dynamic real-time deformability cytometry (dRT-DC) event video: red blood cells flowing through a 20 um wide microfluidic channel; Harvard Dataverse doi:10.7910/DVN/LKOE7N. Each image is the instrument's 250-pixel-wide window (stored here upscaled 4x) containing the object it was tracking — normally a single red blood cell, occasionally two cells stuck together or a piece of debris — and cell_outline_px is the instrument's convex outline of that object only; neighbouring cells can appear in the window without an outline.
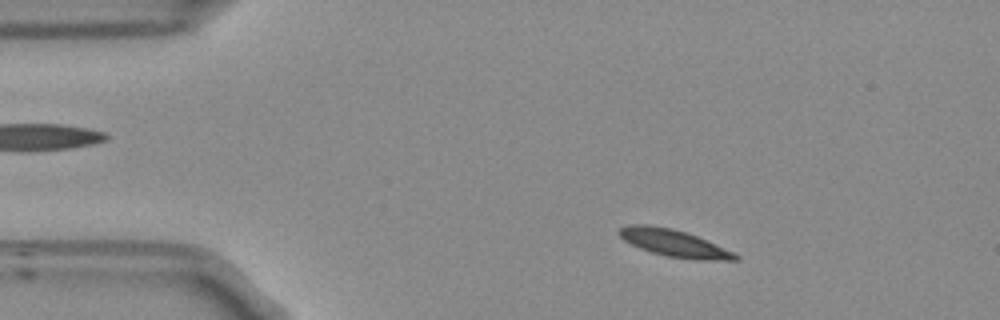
{"species": "Egyptian fruit bat (a non-hibernating species)", "species_latin": "Rousettus aegyptiacus", "temperature_condition": "room temperature", "stored_images_in_passage": 52, "camera_frame_rate_fps": 3000, "um_per_image_px": 0.085, "frame": {"image": 1, "passage_image": 6, "time_ms": 1.667, "image_size_px": [1000, 320], "cell_outline_px": [[740, 260], [696, 260], [664, 256], [640, 248], [624, 240], [616, 232], [620, 228], [628, 224], [648, 224], [672, 228], [696, 236], [732, 252], [740, 256]], "centroid_in_image_um": [57.25, 20.66], "position_along_channel_um": 27.8, "area_um2": 18.21}}
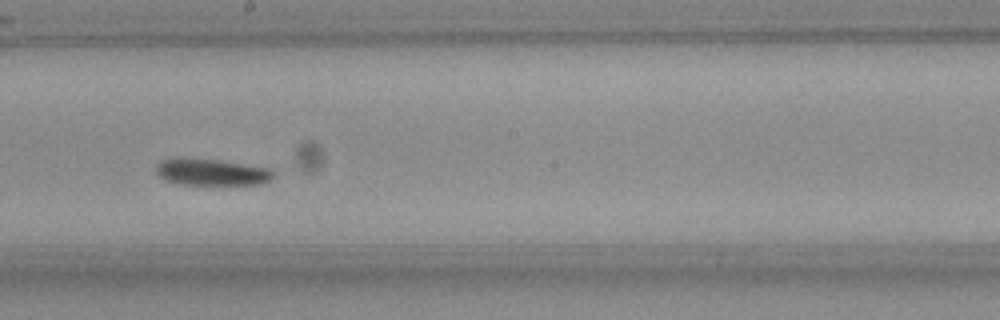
{"frame": {"image": 2, "passage_image": 27, "time_ms": 8.667, "image_size_px": [1000, 320], "cell_outline_px": [[272, 176], [268, 180], [260, 184], [180, 184], [164, 180], [156, 172], [156, 164], [160, 160], [220, 160], [272, 168]], "centroid_in_image_um": [18.01, 14.65], "position_along_channel_um": 230.2, "area_um2": 17.57}}
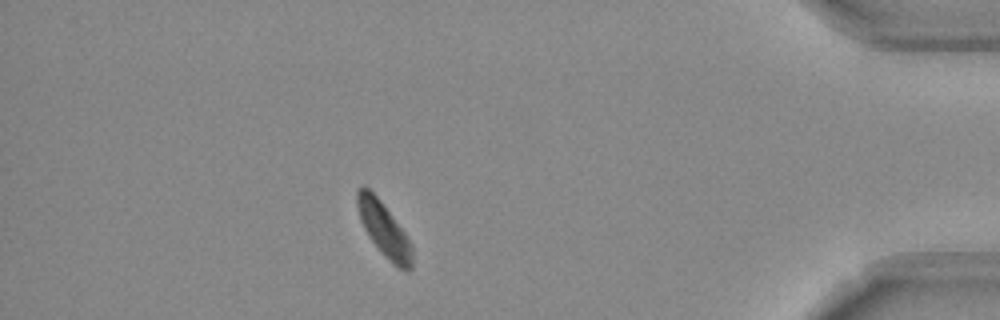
{"frame": {"image": 3, "passage_image": 45, "time_ms": 14.667, "image_size_px": [1000, 320], "cell_outline_px": [[412, 268], [408, 272], [396, 268], [384, 256], [368, 236], [360, 220], [356, 204], [356, 192], [364, 184], [380, 200], [404, 232], [412, 244]], "centroid_in_image_um": [32.64, 19.54], "position_along_channel_um": 402.6, "area_um2": 17.4}, "authors_computed_cell_mechanics": {"area_um2": 18.1781, "velocity_mm_per_s": 3.6867, "shape_relaxation_time_tau1_ms": 2.6874, "shape_relaxation_time_tau2_ms": 8.0639, "deformation_change_tau1": 0.1239, "deformation_change_tau2": 0.1156}}